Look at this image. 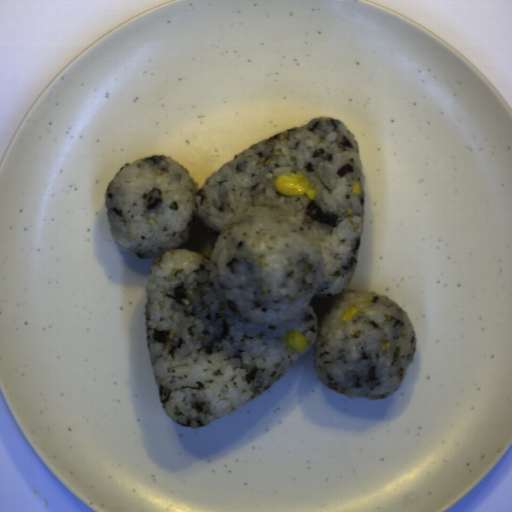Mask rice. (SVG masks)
<instances>
[{"label": "rice", "instance_id": "652b925c", "mask_svg": "<svg viewBox=\"0 0 512 512\" xmlns=\"http://www.w3.org/2000/svg\"><path fill=\"white\" fill-rule=\"evenodd\" d=\"M284 172L308 178L317 198L278 194ZM104 201L118 247L154 261L147 349L173 422L207 426L230 414L311 347L315 374L342 395L378 400L400 388L416 332L390 297L350 289L365 186L358 141L338 118L252 143L201 188L171 157L127 162ZM198 224L218 236L210 259L185 247ZM348 307L358 311L344 323ZM290 330L306 336L301 352L286 344Z\"/></svg>", "mask_w": 512, "mask_h": 512}]
</instances>
